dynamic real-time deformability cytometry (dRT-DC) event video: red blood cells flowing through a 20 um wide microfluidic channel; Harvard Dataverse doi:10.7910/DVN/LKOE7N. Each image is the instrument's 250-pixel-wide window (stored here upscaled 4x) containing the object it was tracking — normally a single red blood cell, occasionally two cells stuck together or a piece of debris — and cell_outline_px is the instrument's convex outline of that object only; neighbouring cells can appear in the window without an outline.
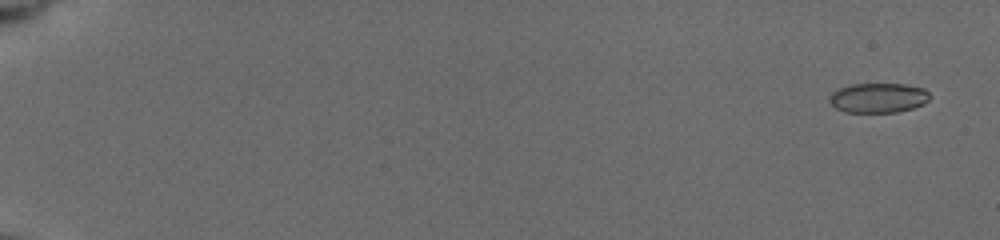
{"species": "common noctule bat (a hibernating species)", "species_latin": "Nyctalus noctula", "temperature_condition": "cold", "stored_images_in_passage": 58, "camera_frame_rate_fps": 3000, "um_per_image_px": 0.085, "animal": {"sex": "female", "body_mass_g": 19.5, "forearm_length_mm": 54.1}, "frame": {"image": 1, "passage_image": 3, "time_ms": 0.667, "image_size_px": [1000, 240], "cell_outline_px": [[932, 96], [924, 104], [912, 108], [896, 112], [844, 112], [836, 108], [828, 100], [828, 96], [832, 92], [848, 84], [904, 84], [924, 88]], "centroid_in_image_um": [74.65, 8.31], "position_along_channel_um": 10.4, "area_um2": 17.51}}
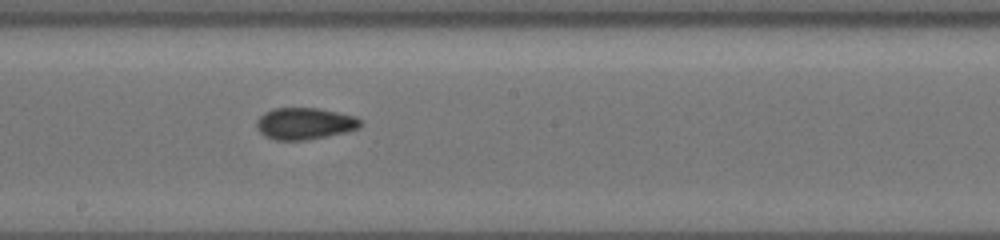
{"frame": {"image": 2, "passage_image": 35, "time_ms": 11.333, "image_size_px": [1000, 240], "cell_outline_px": [[360, 124], [356, 128], [344, 132], [304, 140], [276, 140], [264, 136], [256, 128], [256, 120], [264, 112], [272, 108], [316, 108], [356, 116], [360, 120]], "centroid_in_image_um": [25.82, 10.49], "position_along_channel_um": 222.4, "area_um2": 18.96}}
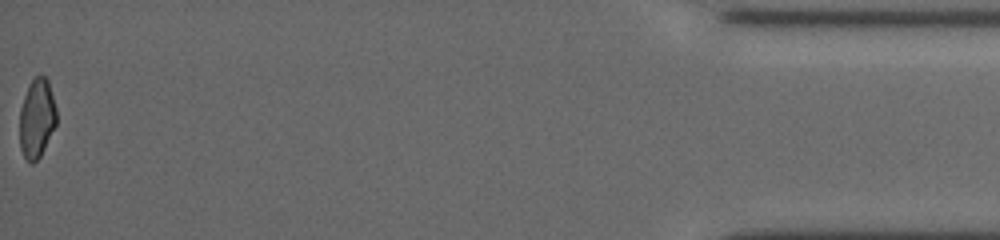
{"frame": {"image": 3, "passage_image": 58, "time_ms": 19.0, "image_size_px": [1000, 240], "cell_outline_px": [[56, 124], [40, 156], [32, 164], [24, 156], [20, 148], [20, 108], [24, 96], [32, 80], [36, 76], [44, 76], [48, 80], [56, 108]], "centroid_in_image_um": [3.13, 10.06], "position_along_channel_um": 432.1, "area_um2": 16.7}, "authors_computed_cell_mechanics": {"area_um2": 18.207, "velocity_mm_per_s": 3.7712, "shape_relaxation_time_tau1_ms": 2.8491, "shape_relaxation_time_tau2_ms": 2.5115, "deformation_change_tau1": 0.1056, "deformation_change_tau2": 0.0878}}